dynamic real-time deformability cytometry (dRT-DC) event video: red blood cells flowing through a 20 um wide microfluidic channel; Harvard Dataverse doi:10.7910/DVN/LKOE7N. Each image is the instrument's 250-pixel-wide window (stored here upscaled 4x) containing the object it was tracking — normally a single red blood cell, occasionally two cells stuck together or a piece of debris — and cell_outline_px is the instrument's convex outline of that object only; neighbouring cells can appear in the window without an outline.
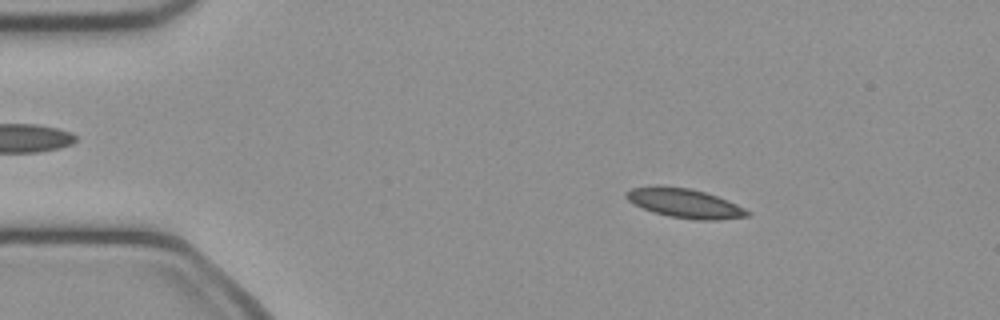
{"species": "common noctule bat (a hibernating species)", "species_latin": "Nyctalus noctula", "temperature_condition": "cold", "stored_images_in_passage": 50, "camera_frame_rate_fps": 3000, "um_per_image_px": 0.085, "animal": {"sex": "female", "body_mass_g": 21.9}, "frame": {"image": 1, "passage_image": 8, "time_ms": 2.333, "image_size_px": [1000, 320], "cell_outline_px": [[752, 212], [748, 216], [716, 220], [696, 220], [668, 216], [652, 212], [628, 200], [624, 196], [632, 188], [652, 184], [660, 184], [688, 188], [704, 192], [728, 200]], "centroid_in_image_um": [58.18, 17.26], "position_along_channel_um": 26.8, "area_um2": 20.75}}
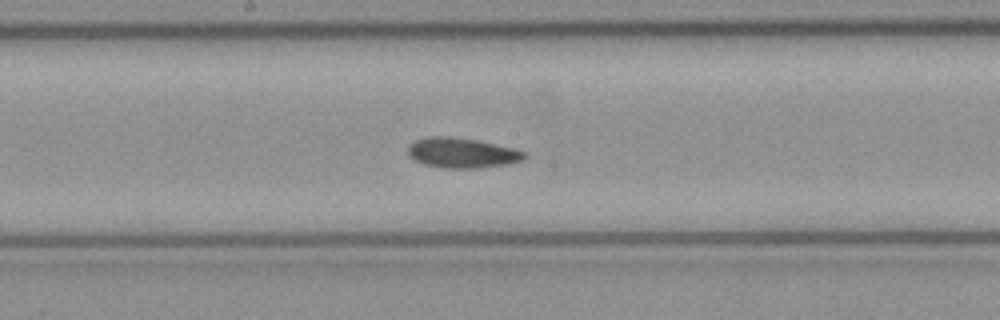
{"frame": {"image": 2, "passage_image": 26, "time_ms": 8.333, "image_size_px": [1000, 320], "cell_outline_px": [[528, 156], [524, 160], [508, 164], [476, 168], [444, 168], [424, 164], [416, 160], [408, 152], [408, 144], [416, 140], [428, 136], [448, 136], [476, 140], [512, 148], [524, 152]], "centroid_in_image_um": [39.27, 12.99], "position_along_channel_um": 208.9, "area_um2": 20.23}}
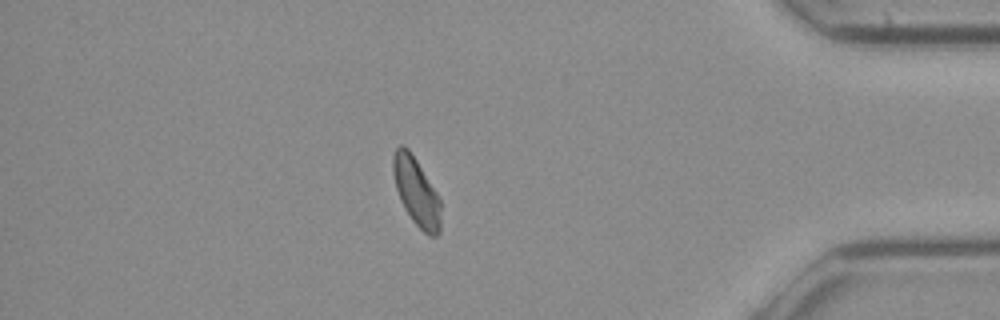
{"frame": {"image": 3, "passage_image": 43, "time_ms": 14.0, "image_size_px": [1000, 320], "cell_outline_px": [[440, 232], [436, 236], [428, 236], [412, 220], [404, 208], [400, 200], [396, 188], [392, 172], [392, 156], [396, 148], [400, 144], [404, 144], [408, 148], [416, 160], [436, 192], [440, 200]], "centroid_in_image_um": [35.36, 16.28], "position_along_channel_um": 399.8, "area_um2": 18.84}, "authors_computed_cell_mechanics": {"area_um2": 19.6231, "velocity_mm_per_s": 4.0735, "shape_relaxation_time_tau1_ms": 5.1915, "shape_relaxation_time_tau2_ms": 4.3374, "deformation_change_tau1": 0.1318, "deformation_change_tau2": 0.1046}}